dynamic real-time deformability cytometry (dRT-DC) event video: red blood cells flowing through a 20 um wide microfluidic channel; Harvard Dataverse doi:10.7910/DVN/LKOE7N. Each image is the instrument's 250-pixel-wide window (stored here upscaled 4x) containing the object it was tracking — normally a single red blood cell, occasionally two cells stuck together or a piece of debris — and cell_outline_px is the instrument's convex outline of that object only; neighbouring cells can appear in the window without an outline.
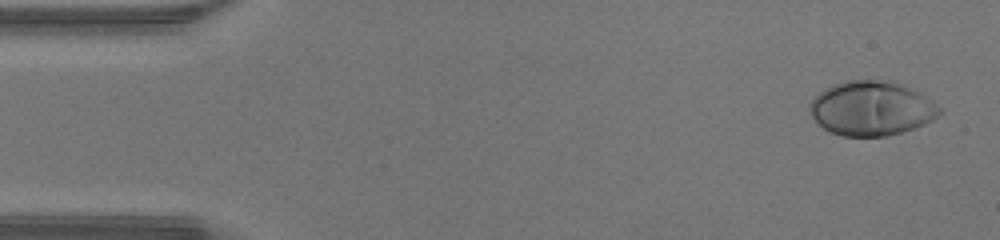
{"species": "human", "species_latin": "Homo sapiens", "temperature_condition": "warm", "stored_images_in_passage": 47, "camera_frame_rate_fps": 3000, "um_per_image_px": 0.085, "donor": {"sex": "male"}, "frame": {"image": 1, "passage_image": 2, "time_ms": 0.333, "image_size_px": [1000, 240], "cell_outline_px": [[944, 112], [940, 116], [924, 124], [888, 136], [844, 136], [832, 132], [824, 128], [812, 116], [812, 100], [824, 88], [832, 84], [844, 80], [888, 80], [904, 84], [932, 100], [944, 108]], "centroid_in_image_um": [74.15, 9.19], "position_along_channel_um": 10.9, "area_um2": 41.15}}
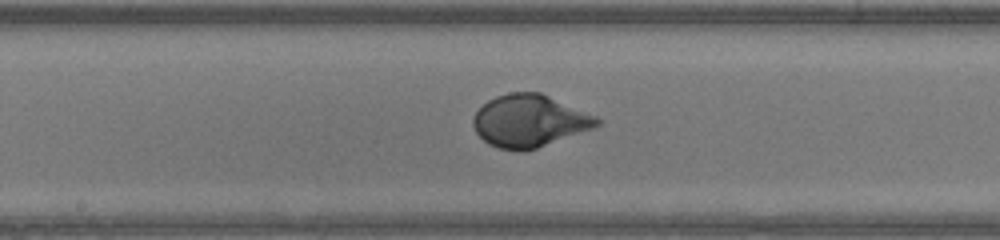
{"frame": {"image": 2, "passage_image": 24, "time_ms": 7.667, "image_size_px": [1000, 240], "cell_outline_px": [[604, 120], [600, 124], [592, 128], [536, 148], [520, 152], [500, 148], [488, 144], [476, 132], [472, 124], [472, 120], [476, 112], [488, 100], [496, 96], [508, 92], [540, 92], [596, 116]], "centroid_in_image_um": [44.98, 10.27], "position_along_channel_um": 203.2, "area_um2": 37.45}}
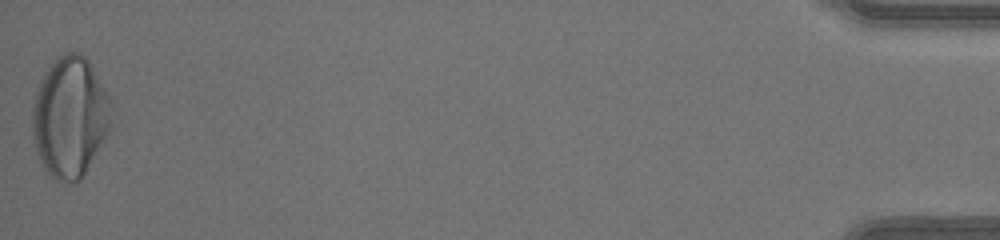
{"frame": {"image": 3, "passage_image": 47, "time_ms": 15.333, "image_size_px": [1000, 240], "cell_outline_px": [[112, 104], [108, 132], [104, 140], [80, 180], [76, 184], [56, 180], [44, 168], [40, 160], [36, 148], [32, 124], [32, 108], [36, 92], [40, 80], [44, 72], [64, 52], [80, 52], [88, 60], [108, 96]], "centroid_in_image_um": [5.94, 9.95], "position_along_channel_um": 429.3, "area_um2": 54.91}, "authors_computed_cell_mechanics": {"area_um2": 38.0902, "velocity_mm_per_s": 4.3241, "shape_relaxation_time_tau1_ms": 3.3782, "shape_relaxation_time_tau2_ms": null, "deformation_change_tau1": 0.2329, "deformation_change_tau2": null}}